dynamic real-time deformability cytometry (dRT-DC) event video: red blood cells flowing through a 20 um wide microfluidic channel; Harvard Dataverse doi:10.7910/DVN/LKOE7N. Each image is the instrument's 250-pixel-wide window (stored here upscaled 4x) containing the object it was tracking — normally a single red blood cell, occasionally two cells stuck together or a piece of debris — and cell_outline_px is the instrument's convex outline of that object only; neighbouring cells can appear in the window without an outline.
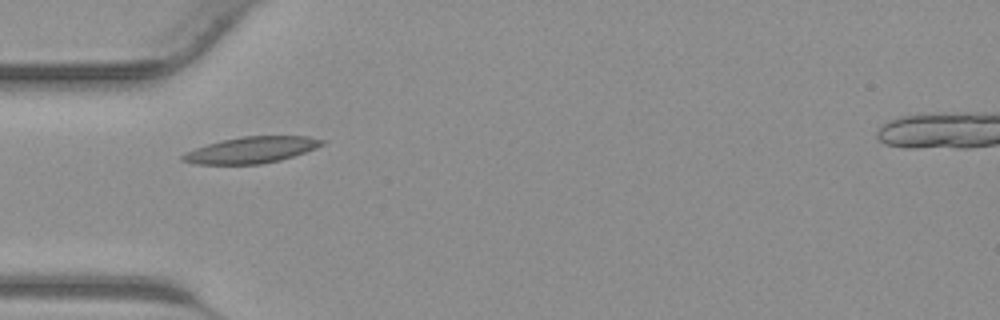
{"species": "common noctule bat (a hibernating species)", "species_latin": "Nyctalus noctula", "temperature_condition": "warm", "stored_images_in_passage": 30, "camera_frame_rate_fps": 3000, "um_per_image_px": 0.085, "animal": {"sex": "male", "body_mass_g": 23.1, "forearm_length_mm": 52.7}, "frame": {"image": 1, "passage_image": 1, "time_ms": 0.0, "image_size_px": [1000, 320], "cell_outline_px": [[328, 140], [324, 144], [316, 148], [280, 160], [260, 164], [192, 164], [180, 160], [180, 156], [184, 152], [208, 144], [224, 140], [244, 136], [308, 136]], "centroid_in_image_um": [21.36, 12.75], "position_along_channel_um": 63.6, "area_um2": 21.33}}
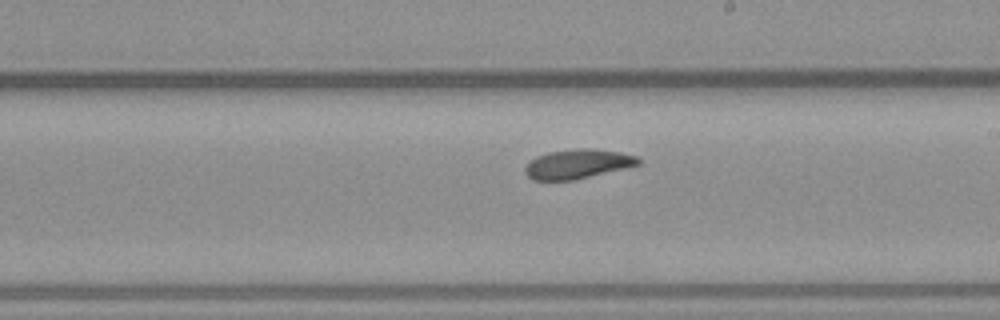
{"frame": {"image": 2, "passage_image": 12, "time_ms": 3.667, "image_size_px": [1000, 320], "cell_outline_px": [[640, 164], [576, 180], [532, 180], [524, 172], [524, 168], [536, 156], [548, 152], [580, 148], [592, 148], [620, 152], [636, 156], [640, 160]], "centroid_in_image_um": [49.09, 13.94], "position_along_channel_um": 239.9, "area_um2": 19.31}}
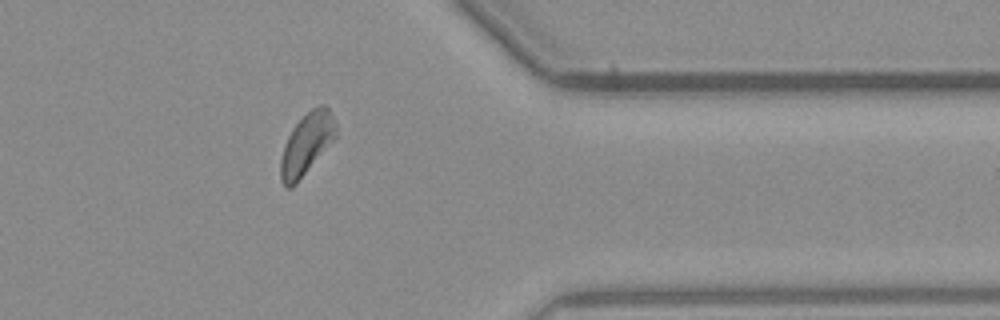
{"frame": {"image": 3, "passage_image": 22, "time_ms": 7.0, "image_size_px": [1000, 320], "cell_outline_px": [[336, 136], [296, 184], [292, 188], [284, 188], [280, 180], [280, 160], [284, 144], [292, 128], [312, 108], [320, 104], [324, 104], [328, 108], [336, 124]], "centroid_in_image_um": [26.03, 12.26], "position_along_channel_um": 385.4, "area_um2": 19.59}}